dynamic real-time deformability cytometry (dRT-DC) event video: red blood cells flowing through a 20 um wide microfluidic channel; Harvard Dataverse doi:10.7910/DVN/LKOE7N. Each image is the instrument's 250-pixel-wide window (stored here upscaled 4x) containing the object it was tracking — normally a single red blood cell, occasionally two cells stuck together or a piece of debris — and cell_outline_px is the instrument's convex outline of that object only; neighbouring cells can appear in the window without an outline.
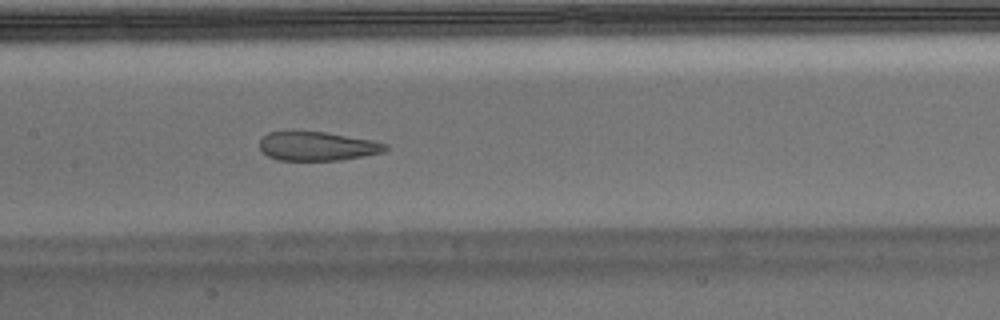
{"species": "Egyptian fruit bat (a non-hibernating species)", "species_latin": "Rousettus aegyptiacus", "temperature_condition": "warm", "stored_images_in_passage": 50, "camera_frame_rate_fps": 3000, "um_per_image_px": 0.085, "animal": {"sex": "male"}, "frame": {"image": 1, "passage_image": 24, "time_ms": 7.667, "image_size_px": [1000, 320], "cell_outline_px": [[388, 148], [384, 152], [364, 156], [340, 160], [280, 160], [268, 156], [260, 148], [260, 140], [268, 132], [324, 132], [372, 140], [388, 144]], "centroid_in_image_um": [27.01, 12.43], "position_along_channel_um": 180.4, "area_um2": 20.98}}
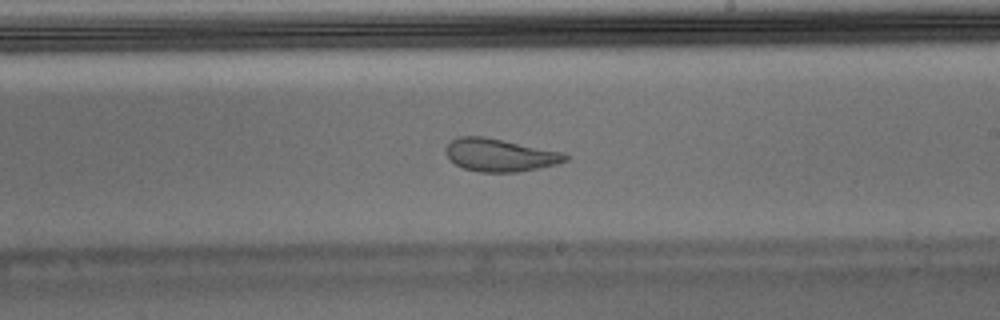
{"frame": {"image": 2, "passage_image": 29, "time_ms": 9.333, "image_size_px": [1000, 320], "cell_outline_px": [[568, 160], [556, 164], [520, 172], [480, 172], [464, 168], [456, 164], [444, 152], [444, 148], [456, 136], [484, 136], [564, 152], [568, 156]], "centroid_in_image_um": [42.49, 13.17], "position_along_channel_um": 246.5, "area_um2": 22.89}}
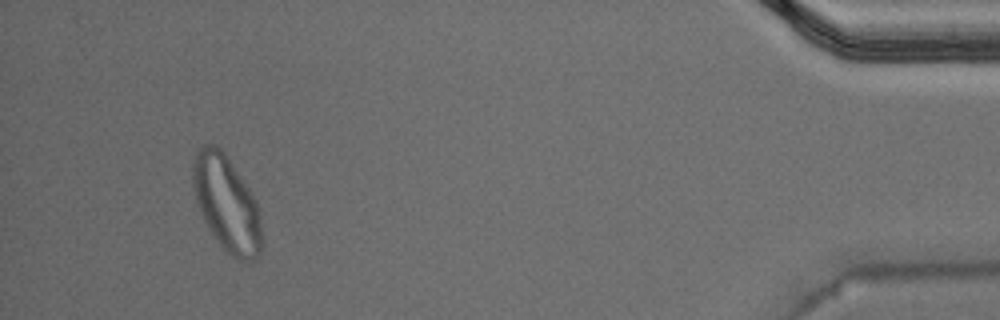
{"frame": {"image": 3, "passage_image": 47, "time_ms": 15.333, "image_size_px": [1000, 320], "cell_outline_px": [[260, 256], [252, 260], [240, 260], [232, 256], [220, 244], [208, 228], [200, 212], [192, 188], [192, 164], [196, 152], [204, 144], [216, 144], [224, 152], [248, 188], [256, 204], [260, 216]], "centroid_in_image_um": [19.21, 17.27], "position_along_channel_um": 416.0, "area_um2": 37.74}, "authors_computed_cell_mechanics": {"area_um2": 26.2123, "velocity_mm_per_s": 3.9641, "shape_relaxation_time_tau1_ms": null, "shape_relaxation_time_tau2_ms": 1.4703, "deformation_change_tau1": null, "deformation_change_tau2": 0.0521}}